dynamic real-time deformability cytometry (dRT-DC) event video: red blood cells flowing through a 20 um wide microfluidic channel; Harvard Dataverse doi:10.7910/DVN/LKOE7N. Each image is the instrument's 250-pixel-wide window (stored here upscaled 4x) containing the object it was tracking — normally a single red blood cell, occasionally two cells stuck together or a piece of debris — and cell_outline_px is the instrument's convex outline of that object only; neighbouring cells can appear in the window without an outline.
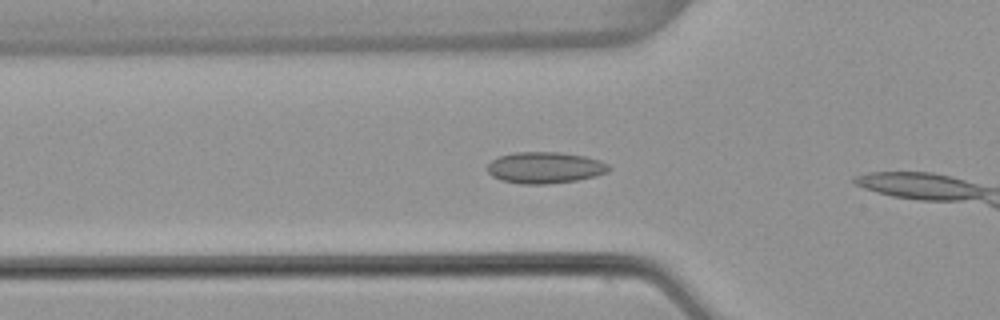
{"species": "common noctule bat (a hibernating species)", "species_latin": "Nyctalus noctula", "temperature_condition": "warm", "stored_images_in_passage": 8, "camera_frame_rate_fps": 3000, "um_per_image_px": 0.085, "animal": {"sex": "female", "body_mass_g": 22.7, "forearm_length_mm": 54.2}, "frame": {"image": 1, "passage_image": 6, "time_ms": 1.667, "image_size_px": [1000, 320], "cell_outline_px": [[612, 168], [608, 172], [596, 176], [576, 180], [548, 184], [520, 184], [500, 180], [492, 176], [488, 172], [488, 164], [492, 160], [500, 156], [516, 152], [560, 152], [584, 156], [600, 160], [608, 164]], "centroid_in_image_um": [46.34, 14.25], "position_along_channel_um": 79.5, "area_um2": 22.31}}